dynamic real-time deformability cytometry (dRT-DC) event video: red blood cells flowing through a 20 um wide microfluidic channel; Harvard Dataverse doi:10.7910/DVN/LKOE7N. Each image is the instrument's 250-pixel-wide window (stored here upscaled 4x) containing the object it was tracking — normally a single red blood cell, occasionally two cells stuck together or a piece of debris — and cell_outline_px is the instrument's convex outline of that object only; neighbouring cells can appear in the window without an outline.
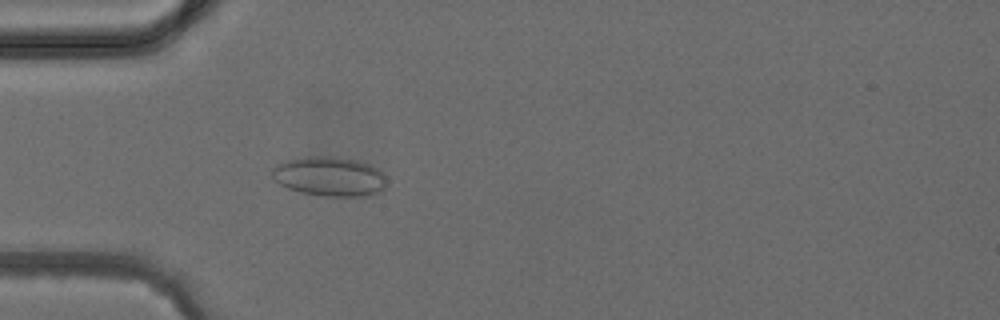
{"species": "common noctule bat (a hibernating species)", "species_latin": "Nyctalus noctula", "temperature_condition": "cold", "stored_images_in_passage": 3, "camera_frame_rate_fps": 3000, "um_per_image_px": 0.085, "animal": {"sex": "female", "body_mass_g": 24.6, "forearm_length_mm": 56.2}, "frame": {"image": 1, "passage_image": 3, "time_ms": 3.333, "image_size_px": [1000, 320], "cell_outline_px": [[384, 188], [380, 192], [368, 196], [324, 196], [300, 192], [288, 188], [280, 184], [272, 176], [272, 168], [288, 160], [308, 156], [324, 156], [356, 160], [372, 164], [380, 168], [384, 172]], "centroid_in_image_um": [28.05, 15.0], "position_along_channel_um": 56.9, "area_um2": 26.3}}